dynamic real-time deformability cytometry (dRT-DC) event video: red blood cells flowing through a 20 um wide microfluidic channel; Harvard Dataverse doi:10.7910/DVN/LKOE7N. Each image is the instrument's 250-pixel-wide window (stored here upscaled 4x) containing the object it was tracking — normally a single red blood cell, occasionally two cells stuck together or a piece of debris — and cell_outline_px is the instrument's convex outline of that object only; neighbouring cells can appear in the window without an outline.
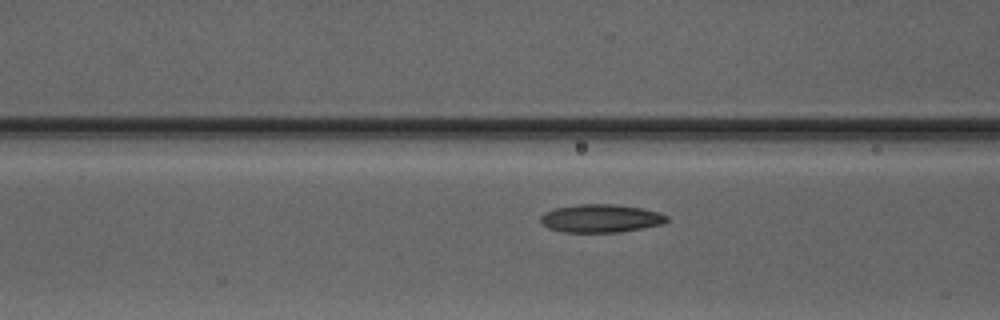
{"species": "Egyptian fruit bat (a non-hibernating species)", "species_latin": "Rousettus aegyptiacus", "temperature_condition": "warm", "stored_images_in_passage": 7, "camera_frame_rate_fps": 3000, "um_per_image_px": 0.085, "animal": {"sex": "male"}, "frame": {"image": 1, "passage_image": 7, "time_ms": 8.333, "image_size_px": [1000, 320], "cell_outline_px": [[668, 220], [664, 224], [620, 232], [564, 232], [548, 228], [540, 220], [540, 216], [544, 212], [556, 208], [580, 204], [616, 204], [644, 208], [660, 212], [668, 216]], "centroid_in_image_um": [51.11, 18.55], "position_along_channel_um": 115.5, "area_um2": 20.81}}